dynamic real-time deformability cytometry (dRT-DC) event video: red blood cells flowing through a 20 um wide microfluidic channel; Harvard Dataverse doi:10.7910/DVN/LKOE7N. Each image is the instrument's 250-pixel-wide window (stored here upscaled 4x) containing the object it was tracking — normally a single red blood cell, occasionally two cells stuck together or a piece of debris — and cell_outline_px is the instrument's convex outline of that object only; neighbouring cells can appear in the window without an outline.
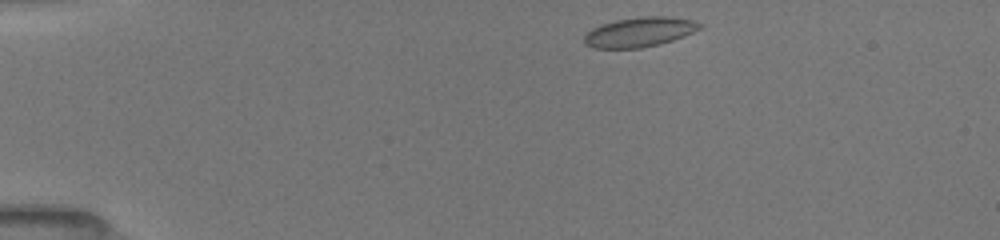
{"species": "common noctule bat (a hibernating species)", "species_latin": "Nyctalus noctula", "temperature_condition": "room temperature", "stored_images_in_passage": 9, "camera_frame_rate_fps": 3000, "um_per_image_px": 0.085, "animal": {"sex": "female", "body_mass_g": 19.5, "forearm_length_mm": 54.1}, "frame": {"image": 1, "passage_image": 1, "time_ms": 0.0, "image_size_px": [1000, 240], "cell_outline_px": [[704, 24], [700, 28], [684, 36], [660, 44], [640, 48], [592, 48], [584, 44], [584, 36], [592, 28], [600, 24], [616, 20], [640, 16], [672, 16], [692, 20]], "centroid_in_image_um": [54.35, 2.71], "position_along_channel_um": 30.7, "area_um2": 20.11}}
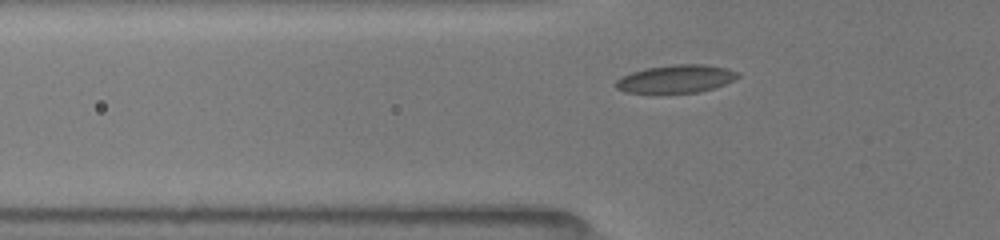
{"frame": {"image": 2, "passage_image": 8, "time_ms": 2.667, "image_size_px": [1000, 240], "cell_outline_px": [[740, 76], [724, 84], [700, 92], [656, 96], [624, 92], [616, 88], [612, 84], [620, 76], [644, 68], [672, 64], [704, 64], [724, 68], [740, 72]], "centroid_in_image_um": [57.34, 6.75], "position_along_channel_um": 68.5, "area_um2": 20.92}}